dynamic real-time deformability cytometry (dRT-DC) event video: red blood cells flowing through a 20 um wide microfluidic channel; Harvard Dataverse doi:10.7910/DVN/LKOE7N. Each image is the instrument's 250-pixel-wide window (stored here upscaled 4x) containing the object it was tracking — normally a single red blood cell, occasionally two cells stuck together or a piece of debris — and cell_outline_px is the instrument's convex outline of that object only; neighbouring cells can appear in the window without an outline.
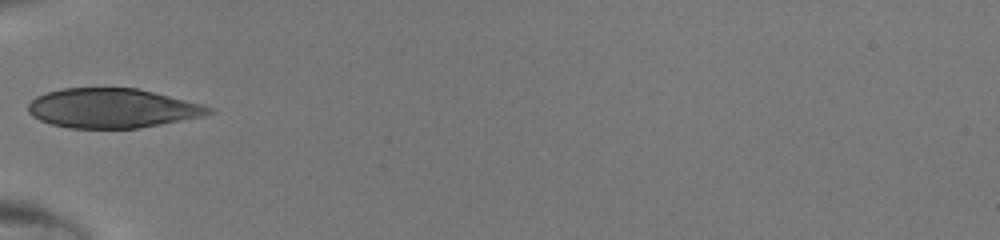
{"species": "human", "species_latin": "Homo sapiens", "temperature_condition": "room temperature", "stored_images_in_passage": 20, "camera_frame_rate_fps": 3000, "um_per_image_px": 0.085, "donor": {"sex": "male"}, "frame": {"image": 1, "passage_image": 1, "time_ms": 0.0, "image_size_px": [1000, 240], "cell_outline_px": [[216, 112], [204, 116], [160, 124], [136, 128], [68, 128], [52, 124], [40, 120], [32, 116], [28, 112], [28, 104], [36, 96], [44, 92], [64, 88], [136, 88], [200, 104], [212, 108]], "centroid_in_image_um": [9.49, 9.2], "position_along_channel_um": 75.5, "area_um2": 41.27}}